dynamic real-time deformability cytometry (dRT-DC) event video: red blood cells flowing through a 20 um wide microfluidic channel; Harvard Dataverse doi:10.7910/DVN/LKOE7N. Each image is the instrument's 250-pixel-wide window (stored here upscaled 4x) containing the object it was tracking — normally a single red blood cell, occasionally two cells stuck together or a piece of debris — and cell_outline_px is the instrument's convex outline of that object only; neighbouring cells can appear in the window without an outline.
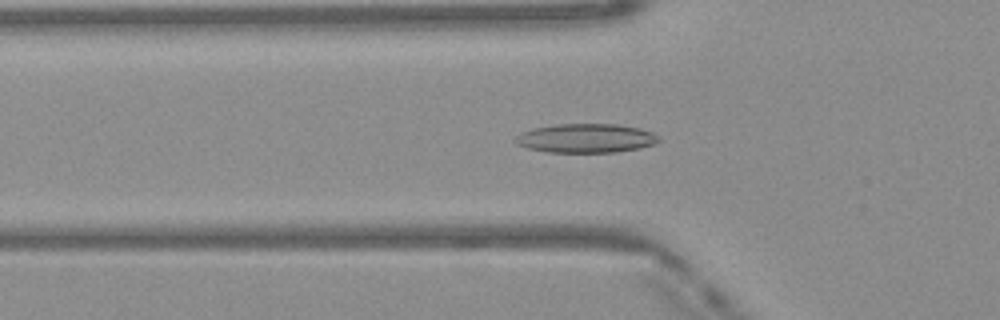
{"species": "Egyptian fruit bat (a non-hibernating species)", "species_latin": "Rousettus aegyptiacus", "temperature_condition": "warm", "stored_images_in_passage": 50, "camera_frame_rate_fps": 3000, "um_per_image_px": 0.085, "frame": {"image": 1, "passage_image": 17, "time_ms": 5.333, "image_size_px": [1000, 320], "cell_outline_px": [[660, 140], [652, 144], [640, 148], [616, 152], [548, 152], [528, 148], [516, 144], [512, 140], [520, 132], [532, 128], [560, 124], [616, 124], [640, 128], [652, 132]], "centroid_in_image_um": [49.75, 11.75], "position_along_channel_um": 76.0, "area_um2": 24.22}}
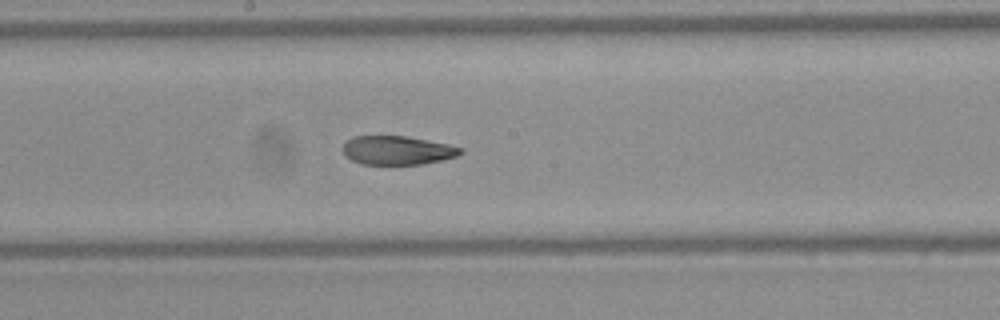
{"frame": {"image": 2, "passage_image": 27, "time_ms": 8.667, "image_size_px": [1000, 320], "cell_outline_px": [[464, 152], [456, 156], [440, 160], [420, 164], [360, 164], [352, 160], [340, 148], [352, 136], [404, 136], [448, 144], [460, 148]], "centroid_in_image_um": [33.74, 12.77], "position_along_channel_um": 214.5, "area_um2": 19.48}}
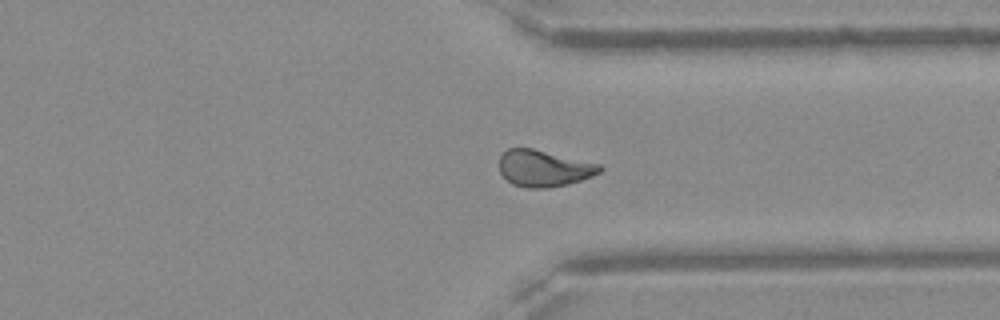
{"frame": {"image": 3, "passage_image": 38, "time_ms": 12.333, "image_size_px": [1000, 320], "cell_outline_px": [[604, 168], [600, 172], [592, 176], [568, 184], [548, 188], [528, 188], [512, 184], [500, 172], [500, 156], [508, 148], [532, 148], [600, 164]], "centroid_in_image_um": [46.24, 14.31], "position_along_channel_um": 365.2, "area_um2": 21.27}, "authors_computed_cell_mechanics": {"area_um2": 21.964, "velocity_mm_per_s": 4.1215, "shape_relaxation_time_tau1_ms": null, "shape_relaxation_time_tau2_ms": 2.8817, "deformation_change_tau1": null, "deformation_change_tau2": 0.0993}}